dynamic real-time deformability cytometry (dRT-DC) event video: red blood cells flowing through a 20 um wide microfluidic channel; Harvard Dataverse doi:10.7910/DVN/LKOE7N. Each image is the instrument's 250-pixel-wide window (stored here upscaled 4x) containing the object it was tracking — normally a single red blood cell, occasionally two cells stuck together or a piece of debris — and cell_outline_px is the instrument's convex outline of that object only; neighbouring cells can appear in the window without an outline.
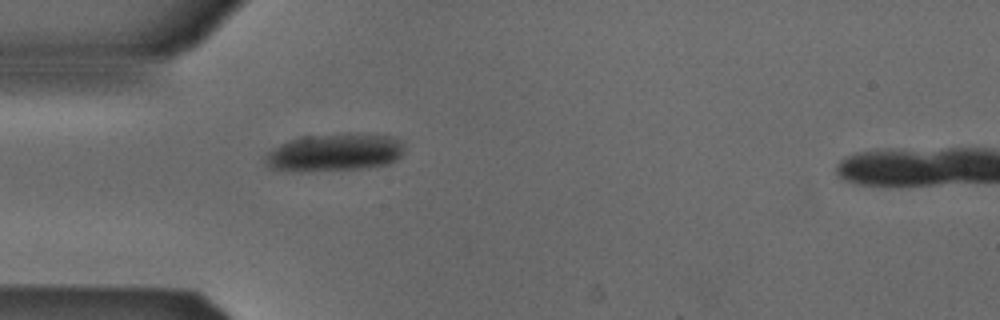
{"species": "Egyptian fruit bat (a non-hibernating species)", "species_latin": "Rousettus aegyptiacus", "temperature_condition": "cold", "stored_images_in_passage": 1, "camera_frame_rate_fps": 3000, "um_per_image_px": 0.085, "animal": {"sex": "male"}, "frame": {"image": 1, "passage_image": 1, "time_ms": 0.0, "image_size_px": [1000, 320], "cell_outline_px": [[404, 152], [396, 160], [388, 164], [368, 168], [308, 172], [292, 172], [268, 168], [264, 164], [264, 156], [272, 148], [288, 140], [304, 136], [348, 132], [388, 136], [396, 140], [404, 148]], "centroid_in_image_um": [28.35, 12.98], "position_along_channel_um": 56.7, "area_um2": 31.21}}